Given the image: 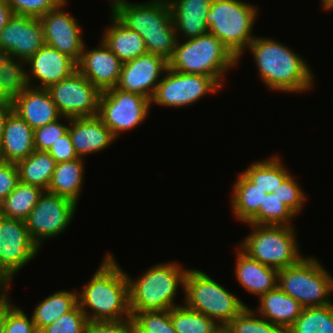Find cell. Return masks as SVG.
<instances>
[{
  "mask_svg": "<svg viewBox=\"0 0 333 333\" xmlns=\"http://www.w3.org/2000/svg\"><path fill=\"white\" fill-rule=\"evenodd\" d=\"M25 221L0 215V268L10 277L38 255Z\"/></svg>",
  "mask_w": 333,
  "mask_h": 333,
  "instance_id": "9a60e30c",
  "label": "cell"
},
{
  "mask_svg": "<svg viewBox=\"0 0 333 333\" xmlns=\"http://www.w3.org/2000/svg\"><path fill=\"white\" fill-rule=\"evenodd\" d=\"M47 152L55 159L56 163L72 161L79 158L74 150L69 131L59 137V140L54 142Z\"/></svg>",
  "mask_w": 333,
  "mask_h": 333,
  "instance_id": "7bdbcfd3",
  "label": "cell"
},
{
  "mask_svg": "<svg viewBox=\"0 0 333 333\" xmlns=\"http://www.w3.org/2000/svg\"><path fill=\"white\" fill-rule=\"evenodd\" d=\"M78 204L64 196L44 190L24 220L28 232L40 248L45 239L55 238L67 229Z\"/></svg>",
  "mask_w": 333,
  "mask_h": 333,
  "instance_id": "7c38bea8",
  "label": "cell"
},
{
  "mask_svg": "<svg viewBox=\"0 0 333 333\" xmlns=\"http://www.w3.org/2000/svg\"><path fill=\"white\" fill-rule=\"evenodd\" d=\"M212 0H167L172 14L173 25L180 37L193 39L208 33L207 13ZM179 34V35H178Z\"/></svg>",
  "mask_w": 333,
  "mask_h": 333,
  "instance_id": "603a6c76",
  "label": "cell"
},
{
  "mask_svg": "<svg viewBox=\"0 0 333 333\" xmlns=\"http://www.w3.org/2000/svg\"><path fill=\"white\" fill-rule=\"evenodd\" d=\"M86 333H134L131 320L88 321Z\"/></svg>",
  "mask_w": 333,
  "mask_h": 333,
  "instance_id": "b9f144b4",
  "label": "cell"
},
{
  "mask_svg": "<svg viewBox=\"0 0 333 333\" xmlns=\"http://www.w3.org/2000/svg\"><path fill=\"white\" fill-rule=\"evenodd\" d=\"M150 108L151 99L114 87L100 93L98 116L117 138L143 123Z\"/></svg>",
  "mask_w": 333,
  "mask_h": 333,
  "instance_id": "8fae6325",
  "label": "cell"
},
{
  "mask_svg": "<svg viewBox=\"0 0 333 333\" xmlns=\"http://www.w3.org/2000/svg\"><path fill=\"white\" fill-rule=\"evenodd\" d=\"M47 90L61 116L76 118L98 115L101 92L78 70Z\"/></svg>",
  "mask_w": 333,
  "mask_h": 333,
  "instance_id": "5bb4252c",
  "label": "cell"
},
{
  "mask_svg": "<svg viewBox=\"0 0 333 333\" xmlns=\"http://www.w3.org/2000/svg\"><path fill=\"white\" fill-rule=\"evenodd\" d=\"M278 155L255 161L232 185L234 217L245 224L293 226L306 194Z\"/></svg>",
  "mask_w": 333,
  "mask_h": 333,
  "instance_id": "6da1fadb",
  "label": "cell"
},
{
  "mask_svg": "<svg viewBox=\"0 0 333 333\" xmlns=\"http://www.w3.org/2000/svg\"><path fill=\"white\" fill-rule=\"evenodd\" d=\"M287 333H333V303L303 308Z\"/></svg>",
  "mask_w": 333,
  "mask_h": 333,
  "instance_id": "d6a6232c",
  "label": "cell"
},
{
  "mask_svg": "<svg viewBox=\"0 0 333 333\" xmlns=\"http://www.w3.org/2000/svg\"><path fill=\"white\" fill-rule=\"evenodd\" d=\"M167 68L168 61L163 57L146 53L123 63L116 88L151 99Z\"/></svg>",
  "mask_w": 333,
  "mask_h": 333,
  "instance_id": "ac0fdd59",
  "label": "cell"
},
{
  "mask_svg": "<svg viewBox=\"0 0 333 333\" xmlns=\"http://www.w3.org/2000/svg\"><path fill=\"white\" fill-rule=\"evenodd\" d=\"M188 269L177 262L155 264L137 280L127 274L130 312L170 310L178 288L184 293Z\"/></svg>",
  "mask_w": 333,
  "mask_h": 333,
  "instance_id": "5b68a950",
  "label": "cell"
},
{
  "mask_svg": "<svg viewBox=\"0 0 333 333\" xmlns=\"http://www.w3.org/2000/svg\"><path fill=\"white\" fill-rule=\"evenodd\" d=\"M12 109L35 130L61 117L47 89L28 86L12 102Z\"/></svg>",
  "mask_w": 333,
  "mask_h": 333,
  "instance_id": "7402d4cb",
  "label": "cell"
},
{
  "mask_svg": "<svg viewBox=\"0 0 333 333\" xmlns=\"http://www.w3.org/2000/svg\"><path fill=\"white\" fill-rule=\"evenodd\" d=\"M31 333H45V331L43 328L34 327V329L31 331Z\"/></svg>",
  "mask_w": 333,
  "mask_h": 333,
  "instance_id": "816d5d0a",
  "label": "cell"
},
{
  "mask_svg": "<svg viewBox=\"0 0 333 333\" xmlns=\"http://www.w3.org/2000/svg\"><path fill=\"white\" fill-rule=\"evenodd\" d=\"M43 191L38 186L19 181L15 189L0 203V215L25 220Z\"/></svg>",
  "mask_w": 333,
  "mask_h": 333,
  "instance_id": "4dcf8cb0",
  "label": "cell"
},
{
  "mask_svg": "<svg viewBox=\"0 0 333 333\" xmlns=\"http://www.w3.org/2000/svg\"><path fill=\"white\" fill-rule=\"evenodd\" d=\"M254 56L259 76L269 90L304 93L313 87V72L306 60L283 43L256 37L248 48Z\"/></svg>",
  "mask_w": 333,
  "mask_h": 333,
  "instance_id": "3957f363",
  "label": "cell"
},
{
  "mask_svg": "<svg viewBox=\"0 0 333 333\" xmlns=\"http://www.w3.org/2000/svg\"><path fill=\"white\" fill-rule=\"evenodd\" d=\"M170 318L176 333H215L220 327L211 318L186 305L171 308Z\"/></svg>",
  "mask_w": 333,
  "mask_h": 333,
  "instance_id": "836d02e7",
  "label": "cell"
},
{
  "mask_svg": "<svg viewBox=\"0 0 333 333\" xmlns=\"http://www.w3.org/2000/svg\"><path fill=\"white\" fill-rule=\"evenodd\" d=\"M215 333H233L227 326H220Z\"/></svg>",
  "mask_w": 333,
  "mask_h": 333,
  "instance_id": "681fc988",
  "label": "cell"
},
{
  "mask_svg": "<svg viewBox=\"0 0 333 333\" xmlns=\"http://www.w3.org/2000/svg\"><path fill=\"white\" fill-rule=\"evenodd\" d=\"M109 6L124 25L142 36L148 53L171 59L178 39L167 0H114Z\"/></svg>",
  "mask_w": 333,
  "mask_h": 333,
  "instance_id": "277c9868",
  "label": "cell"
},
{
  "mask_svg": "<svg viewBox=\"0 0 333 333\" xmlns=\"http://www.w3.org/2000/svg\"><path fill=\"white\" fill-rule=\"evenodd\" d=\"M62 118L66 120H70L69 117L61 116L54 122L48 123L43 127L37 128L34 130V148L37 151H48L54 142L59 140L63 134L68 131L67 124L61 123L59 120Z\"/></svg>",
  "mask_w": 333,
  "mask_h": 333,
  "instance_id": "74e56055",
  "label": "cell"
},
{
  "mask_svg": "<svg viewBox=\"0 0 333 333\" xmlns=\"http://www.w3.org/2000/svg\"><path fill=\"white\" fill-rule=\"evenodd\" d=\"M112 24L103 32L102 41L124 63L147 52L145 42L137 32L124 25L112 12Z\"/></svg>",
  "mask_w": 333,
  "mask_h": 333,
  "instance_id": "4316f807",
  "label": "cell"
},
{
  "mask_svg": "<svg viewBox=\"0 0 333 333\" xmlns=\"http://www.w3.org/2000/svg\"><path fill=\"white\" fill-rule=\"evenodd\" d=\"M26 66L28 85L40 89H48L77 70V63L72 58L46 44L26 61ZM32 78L41 83L32 85Z\"/></svg>",
  "mask_w": 333,
  "mask_h": 333,
  "instance_id": "d6986e66",
  "label": "cell"
},
{
  "mask_svg": "<svg viewBox=\"0 0 333 333\" xmlns=\"http://www.w3.org/2000/svg\"><path fill=\"white\" fill-rule=\"evenodd\" d=\"M78 304L77 290L74 292L60 290L54 292L39 302L32 315L35 327L44 328L62 315L70 312Z\"/></svg>",
  "mask_w": 333,
  "mask_h": 333,
  "instance_id": "f546056e",
  "label": "cell"
},
{
  "mask_svg": "<svg viewBox=\"0 0 333 333\" xmlns=\"http://www.w3.org/2000/svg\"><path fill=\"white\" fill-rule=\"evenodd\" d=\"M221 88L213 77L177 72L168 67L151 98V105L154 103L172 108L186 107Z\"/></svg>",
  "mask_w": 333,
  "mask_h": 333,
  "instance_id": "4fadbf2b",
  "label": "cell"
},
{
  "mask_svg": "<svg viewBox=\"0 0 333 333\" xmlns=\"http://www.w3.org/2000/svg\"><path fill=\"white\" fill-rule=\"evenodd\" d=\"M184 298L188 308L227 326L247 305L201 270L188 269Z\"/></svg>",
  "mask_w": 333,
  "mask_h": 333,
  "instance_id": "9c48e42d",
  "label": "cell"
},
{
  "mask_svg": "<svg viewBox=\"0 0 333 333\" xmlns=\"http://www.w3.org/2000/svg\"><path fill=\"white\" fill-rule=\"evenodd\" d=\"M239 61L213 34L205 33L193 39L177 41L168 67L177 72L213 77L222 87L227 70Z\"/></svg>",
  "mask_w": 333,
  "mask_h": 333,
  "instance_id": "8992f818",
  "label": "cell"
},
{
  "mask_svg": "<svg viewBox=\"0 0 333 333\" xmlns=\"http://www.w3.org/2000/svg\"><path fill=\"white\" fill-rule=\"evenodd\" d=\"M227 327L233 333H287L285 329L270 323L248 306L235 316Z\"/></svg>",
  "mask_w": 333,
  "mask_h": 333,
  "instance_id": "e575fe53",
  "label": "cell"
},
{
  "mask_svg": "<svg viewBox=\"0 0 333 333\" xmlns=\"http://www.w3.org/2000/svg\"><path fill=\"white\" fill-rule=\"evenodd\" d=\"M67 123L74 150L80 158L108 148L117 139L98 115L70 118Z\"/></svg>",
  "mask_w": 333,
  "mask_h": 333,
  "instance_id": "44dd1931",
  "label": "cell"
},
{
  "mask_svg": "<svg viewBox=\"0 0 333 333\" xmlns=\"http://www.w3.org/2000/svg\"><path fill=\"white\" fill-rule=\"evenodd\" d=\"M258 15L257 7L241 0H212L206 18L208 32L240 61L255 38L251 33Z\"/></svg>",
  "mask_w": 333,
  "mask_h": 333,
  "instance_id": "52a82bcc",
  "label": "cell"
},
{
  "mask_svg": "<svg viewBox=\"0 0 333 333\" xmlns=\"http://www.w3.org/2000/svg\"><path fill=\"white\" fill-rule=\"evenodd\" d=\"M45 44L39 18L13 14L0 32V54L25 61Z\"/></svg>",
  "mask_w": 333,
  "mask_h": 333,
  "instance_id": "e0dca14e",
  "label": "cell"
},
{
  "mask_svg": "<svg viewBox=\"0 0 333 333\" xmlns=\"http://www.w3.org/2000/svg\"><path fill=\"white\" fill-rule=\"evenodd\" d=\"M11 102H0V142L3 135L4 123L7 115L12 111Z\"/></svg>",
  "mask_w": 333,
  "mask_h": 333,
  "instance_id": "bcb514c9",
  "label": "cell"
},
{
  "mask_svg": "<svg viewBox=\"0 0 333 333\" xmlns=\"http://www.w3.org/2000/svg\"><path fill=\"white\" fill-rule=\"evenodd\" d=\"M34 150V130L12 110L4 123L0 160L17 163Z\"/></svg>",
  "mask_w": 333,
  "mask_h": 333,
  "instance_id": "cb8c5ba5",
  "label": "cell"
},
{
  "mask_svg": "<svg viewBox=\"0 0 333 333\" xmlns=\"http://www.w3.org/2000/svg\"><path fill=\"white\" fill-rule=\"evenodd\" d=\"M134 333H176L170 310L131 312Z\"/></svg>",
  "mask_w": 333,
  "mask_h": 333,
  "instance_id": "d590c367",
  "label": "cell"
},
{
  "mask_svg": "<svg viewBox=\"0 0 333 333\" xmlns=\"http://www.w3.org/2000/svg\"><path fill=\"white\" fill-rule=\"evenodd\" d=\"M21 307H15L11 302L5 305L4 333H31L35 325Z\"/></svg>",
  "mask_w": 333,
  "mask_h": 333,
  "instance_id": "ab89813d",
  "label": "cell"
},
{
  "mask_svg": "<svg viewBox=\"0 0 333 333\" xmlns=\"http://www.w3.org/2000/svg\"><path fill=\"white\" fill-rule=\"evenodd\" d=\"M16 165L19 181L48 190L56 166L55 159L48 152L34 150Z\"/></svg>",
  "mask_w": 333,
  "mask_h": 333,
  "instance_id": "f1b7e54d",
  "label": "cell"
},
{
  "mask_svg": "<svg viewBox=\"0 0 333 333\" xmlns=\"http://www.w3.org/2000/svg\"><path fill=\"white\" fill-rule=\"evenodd\" d=\"M12 13L40 18L48 11L56 9L65 0H6Z\"/></svg>",
  "mask_w": 333,
  "mask_h": 333,
  "instance_id": "f35d334b",
  "label": "cell"
},
{
  "mask_svg": "<svg viewBox=\"0 0 333 333\" xmlns=\"http://www.w3.org/2000/svg\"><path fill=\"white\" fill-rule=\"evenodd\" d=\"M321 6L324 10H333V0H321Z\"/></svg>",
  "mask_w": 333,
  "mask_h": 333,
  "instance_id": "c3c4849f",
  "label": "cell"
},
{
  "mask_svg": "<svg viewBox=\"0 0 333 333\" xmlns=\"http://www.w3.org/2000/svg\"><path fill=\"white\" fill-rule=\"evenodd\" d=\"M122 270L109 252L78 292V304L88 321L131 320L127 273Z\"/></svg>",
  "mask_w": 333,
  "mask_h": 333,
  "instance_id": "7a4b0ae2",
  "label": "cell"
},
{
  "mask_svg": "<svg viewBox=\"0 0 333 333\" xmlns=\"http://www.w3.org/2000/svg\"><path fill=\"white\" fill-rule=\"evenodd\" d=\"M99 44L88 50L84 46L77 70L102 92L117 86L123 62L102 40Z\"/></svg>",
  "mask_w": 333,
  "mask_h": 333,
  "instance_id": "ffe728a7",
  "label": "cell"
},
{
  "mask_svg": "<svg viewBox=\"0 0 333 333\" xmlns=\"http://www.w3.org/2000/svg\"><path fill=\"white\" fill-rule=\"evenodd\" d=\"M18 182L16 163L0 160V203L15 189Z\"/></svg>",
  "mask_w": 333,
  "mask_h": 333,
  "instance_id": "60d3db41",
  "label": "cell"
},
{
  "mask_svg": "<svg viewBox=\"0 0 333 333\" xmlns=\"http://www.w3.org/2000/svg\"><path fill=\"white\" fill-rule=\"evenodd\" d=\"M66 3L67 0L39 19L42 23L46 45L55 48L78 63L85 42L81 34L82 27L76 18L64 9Z\"/></svg>",
  "mask_w": 333,
  "mask_h": 333,
  "instance_id": "2e32d148",
  "label": "cell"
},
{
  "mask_svg": "<svg viewBox=\"0 0 333 333\" xmlns=\"http://www.w3.org/2000/svg\"><path fill=\"white\" fill-rule=\"evenodd\" d=\"M253 231L240 242L250 258L276 270L298 263L303 257L293 226L247 224Z\"/></svg>",
  "mask_w": 333,
  "mask_h": 333,
  "instance_id": "ba28073f",
  "label": "cell"
},
{
  "mask_svg": "<svg viewBox=\"0 0 333 333\" xmlns=\"http://www.w3.org/2000/svg\"><path fill=\"white\" fill-rule=\"evenodd\" d=\"M5 331V305L0 306V333Z\"/></svg>",
  "mask_w": 333,
  "mask_h": 333,
  "instance_id": "7dc6e473",
  "label": "cell"
},
{
  "mask_svg": "<svg viewBox=\"0 0 333 333\" xmlns=\"http://www.w3.org/2000/svg\"><path fill=\"white\" fill-rule=\"evenodd\" d=\"M24 66L25 60L0 54V86L3 95L10 102L29 86Z\"/></svg>",
  "mask_w": 333,
  "mask_h": 333,
  "instance_id": "1f68e13d",
  "label": "cell"
},
{
  "mask_svg": "<svg viewBox=\"0 0 333 333\" xmlns=\"http://www.w3.org/2000/svg\"><path fill=\"white\" fill-rule=\"evenodd\" d=\"M236 250L234 274L246 291L260 298L277 287L278 270L250 258L238 246Z\"/></svg>",
  "mask_w": 333,
  "mask_h": 333,
  "instance_id": "d4e9b609",
  "label": "cell"
},
{
  "mask_svg": "<svg viewBox=\"0 0 333 333\" xmlns=\"http://www.w3.org/2000/svg\"><path fill=\"white\" fill-rule=\"evenodd\" d=\"M257 308L256 312L261 317L287 331L304 307L277 286L259 298Z\"/></svg>",
  "mask_w": 333,
  "mask_h": 333,
  "instance_id": "484cf974",
  "label": "cell"
},
{
  "mask_svg": "<svg viewBox=\"0 0 333 333\" xmlns=\"http://www.w3.org/2000/svg\"><path fill=\"white\" fill-rule=\"evenodd\" d=\"M13 15L6 0H0V32L7 25L9 18Z\"/></svg>",
  "mask_w": 333,
  "mask_h": 333,
  "instance_id": "f6af8a7d",
  "label": "cell"
},
{
  "mask_svg": "<svg viewBox=\"0 0 333 333\" xmlns=\"http://www.w3.org/2000/svg\"><path fill=\"white\" fill-rule=\"evenodd\" d=\"M0 102H10L4 95L0 86Z\"/></svg>",
  "mask_w": 333,
  "mask_h": 333,
  "instance_id": "f907efd6",
  "label": "cell"
},
{
  "mask_svg": "<svg viewBox=\"0 0 333 333\" xmlns=\"http://www.w3.org/2000/svg\"><path fill=\"white\" fill-rule=\"evenodd\" d=\"M277 286L304 308L333 303V276L311 256H303L298 263L279 270Z\"/></svg>",
  "mask_w": 333,
  "mask_h": 333,
  "instance_id": "30bf717a",
  "label": "cell"
},
{
  "mask_svg": "<svg viewBox=\"0 0 333 333\" xmlns=\"http://www.w3.org/2000/svg\"><path fill=\"white\" fill-rule=\"evenodd\" d=\"M11 280L10 278L1 268H0V306L6 305L11 300H9V292L8 288H10L11 285Z\"/></svg>",
  "mask_w": 333,
  "mask_h": 333,
  "instance_id": "ee69618b",
  "label": "cell"
},
{
  "mask_svg": "<svg viewBox=\"0 0 333 333\" xmlns=\"http://www.w3.org/2000/svg\"><path fill=\"white\" fill-rule=\"evenodd\" d=\"M88 319L77 304L70 312L44 327L45 333H86Z\"/></svg>",
  "mask_w": 333,
  "mask_h": 333,
  "instance_id": "8d00e7d4",
  "label": "cell"
},
{
  "mask_svg": "<svg viewBox=\"0 0 333 333\" xmlns=\"http://www.w3.org/2000/svg\"><path fill=\"white\" fill-rule=\"evenodd\" d=\"M84 160L79 157L72 161L56 163L47 191L78 203V198L82 193V184L84 183Z\"/></svg>",
  "mask_w": 333,
  "mask_h": 333,
  "instance_id": "83f0119b",
  "label": "cell"
}]
</instances>
